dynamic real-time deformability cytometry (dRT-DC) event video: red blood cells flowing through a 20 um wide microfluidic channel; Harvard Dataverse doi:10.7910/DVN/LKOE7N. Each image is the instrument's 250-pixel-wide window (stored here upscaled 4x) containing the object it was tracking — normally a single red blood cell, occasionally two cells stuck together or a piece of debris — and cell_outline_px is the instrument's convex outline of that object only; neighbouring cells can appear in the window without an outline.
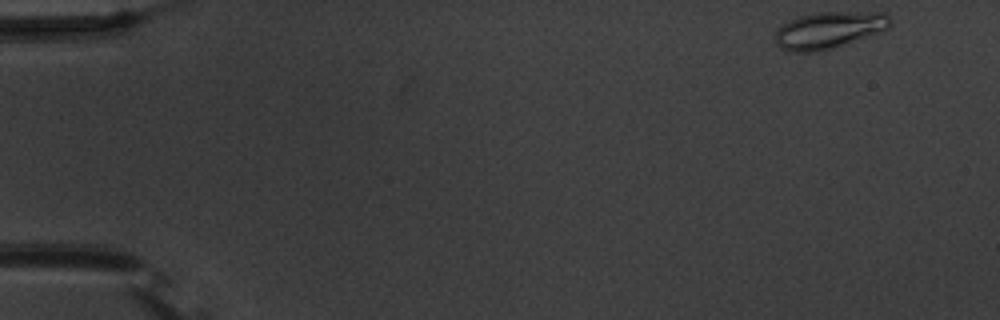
{"species": "common noctule bat (a hibernating species)", "species_latin": "Nyctalus noctula", "temperature_condition": "warm", "stored_images_in_passage": 53, "camera_frame_rate_fps": 3000, "um_per_image_px": 0.085, "animal": {"sex": "male", "body_mass_g": 20.1, "forearm_length_mm": 53.5}, "frame": {"image": 1, "passage_image": 1, "time_ms": 0.0, "image_size_px": [1000, 320], "cell_outline_px": [[892, 24], [888, 28], [844, 44], [832, 48], [816, 52], [792, 52], [780, 48], [776, 44], [776, 32], [788, 20], [800, 16], [820, 12], [884, 12], [892, 16]], "centroid_in_image_um": [70.48, 2.54], "position_along_channel_um": 14.5, "area_um2": 24.45}}
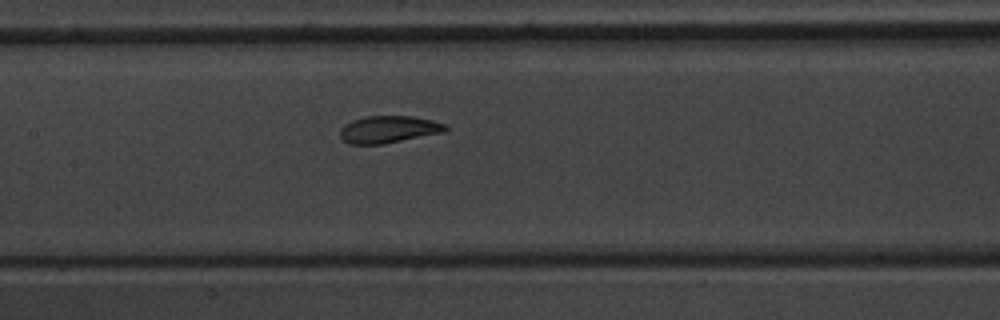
{"frame": {"image": 2, "passage_image": 24, "time_ms": 7.667, "image_size_px": [1000, 320], "cell_outline_px": [[448, 128], [444, 132], [384, 144], [348, 144], [340, 136], [340, 128], [344, 124], [352, 120], [364, 116], [412, 116], [432, 120], [444, 124]], "centroid_in_image_um": [33.0, 10.99], "position_along_channel_um": 174.4, "area_um2": 16.7}}
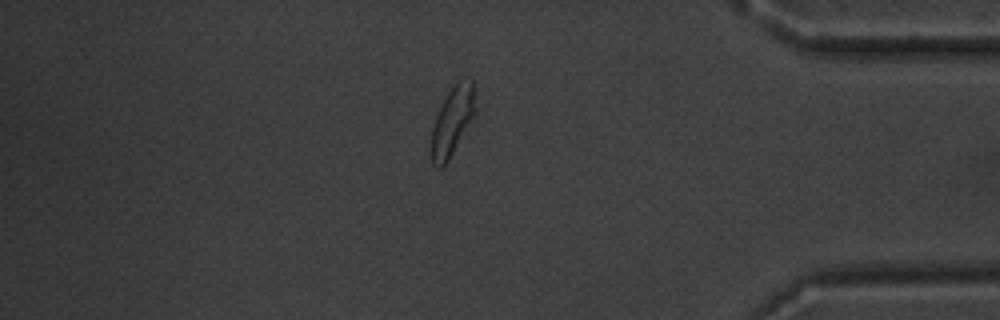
{"frame": {"image": 3, "passage_image": 44, "time_ms": 14.333, "image_size_px": [1000, 320], "cell_outline_px": [[476, 116], [444, 168], [436, 168], [432, 164], [428, 152], [428, 148], [432, 128], [436, 116], [448, 92], [456, 80], [472, 80], [476, 108]], "centroid_in_image_um": [38.42, 10.41], "position_along_channel_um": 396.8, "area_um2": 18.44}}